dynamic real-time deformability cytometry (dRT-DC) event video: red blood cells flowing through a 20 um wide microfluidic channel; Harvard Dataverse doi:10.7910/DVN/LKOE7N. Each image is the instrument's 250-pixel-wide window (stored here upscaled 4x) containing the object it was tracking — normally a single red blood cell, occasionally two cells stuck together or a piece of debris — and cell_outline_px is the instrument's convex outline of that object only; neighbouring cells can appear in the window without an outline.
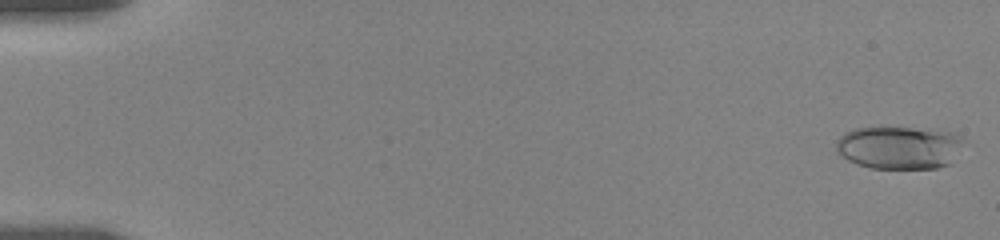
{"species": "human", "species_latin": "Homo sapiens", "temperature_condition": "room temperature", "stored_images_in_passage": 38, "camera_frame_rate_fps": 3000, "um_per_image_px": 0.085, "donor": {"sex": "female"}, "frame": {"image": 1, "passage_image": 1, "time_ms": 0.0, "image_size_px": [1000, 240], "cell_outline_px": [[960, 140], [948, 164], [936, 168], [868, 168], [856, 164], [848, 160], [836, 152], [836, 140], [844, 132], [856, 128], [912, 128], [948, 132], [960, 136]], "centroid_in_image_um": [76.28, 12.55], "position_along_channel_um": 8.7, "area_um2": 31.04}}
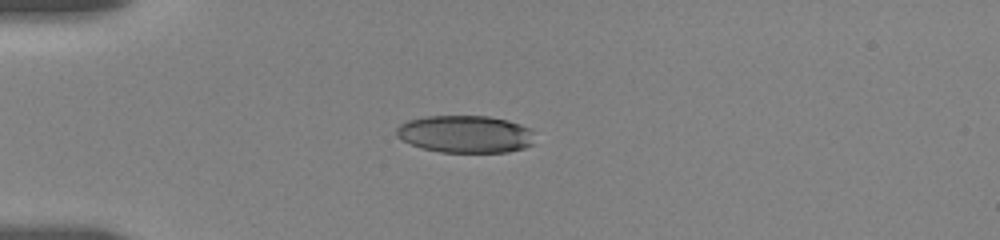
{"frame": {"image": 2, "passage_image": 23, "time_ms": 4.667, "image_size_px": [1000, 240], "cell_outline_px": [[532, 144], [524, 148], [508, 152], [440, 152], [420, 148], [396, 136], [396, 128], [400, 124], [408, 120], [428, 116], [488, 116], [508, 120], [520, 124], [528, 128], [532, 132]], "centroid_in_image_um": [39.53, 11.4], "position_along_channel_um": 45.5, "area_um2": 30.06}}
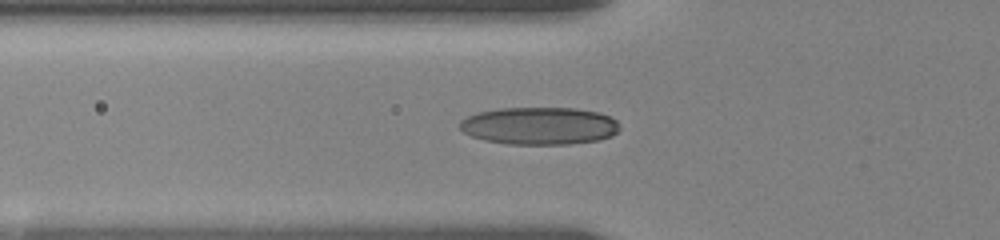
{"frame": {"image": 3, "passage_image": 33, "time_ms": 6.333, "image_size_px": [1000, 240], "cell_outline_px": [[620, 128], [612, 136], [600, 140], [568, 144], [508, 144], [484, 140], [472, 136], [464, 132], [460, 128], [460, 120], [468, 116], [480, 112], [500, 108], [576, 108], [600, 112], [616, 120]], "centroid_in_image_um": [45.87, 10.7], "position_along_channel_um": 79.9, "area_um2": 34.97}}